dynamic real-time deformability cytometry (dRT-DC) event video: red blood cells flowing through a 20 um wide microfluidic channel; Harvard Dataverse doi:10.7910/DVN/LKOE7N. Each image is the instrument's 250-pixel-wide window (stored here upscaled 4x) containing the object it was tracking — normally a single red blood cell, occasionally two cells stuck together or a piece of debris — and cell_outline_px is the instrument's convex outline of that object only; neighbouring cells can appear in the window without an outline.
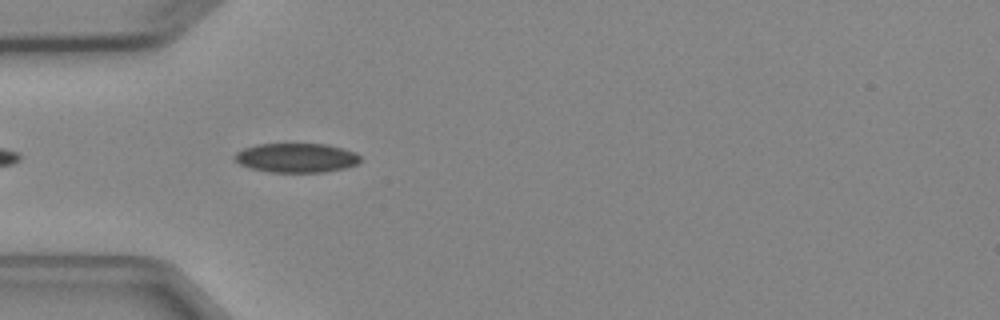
{"species": "Egyptian fruit bat (a non-hibernating species)", "species_latin": "Rousettus aegyptiacus", "temperature_condition": "cold", "stored_images_in_passage": 5, "camera_frame_rate_fps": 3000, "um_per_image_px": 0.085, "animal": {"sex": "female"}, "frame": {"image": 1, "passage_image": 5, "time_ms": 5.0, "image_size_px": [1000, 320], "cell_outline_px": [[360, 160], [356, 164], [344, 168], [324, 172], [268, 172], [248, 168], [240, 164], [232, 156], [236, 152], [244, 148], [260, 144], [328, 144], [356, 152], [360, 156]], "centroid_in_image_um": [25.17, 13.42], "position_along_channel_um": 59.8, "area_um2": 21.5}}